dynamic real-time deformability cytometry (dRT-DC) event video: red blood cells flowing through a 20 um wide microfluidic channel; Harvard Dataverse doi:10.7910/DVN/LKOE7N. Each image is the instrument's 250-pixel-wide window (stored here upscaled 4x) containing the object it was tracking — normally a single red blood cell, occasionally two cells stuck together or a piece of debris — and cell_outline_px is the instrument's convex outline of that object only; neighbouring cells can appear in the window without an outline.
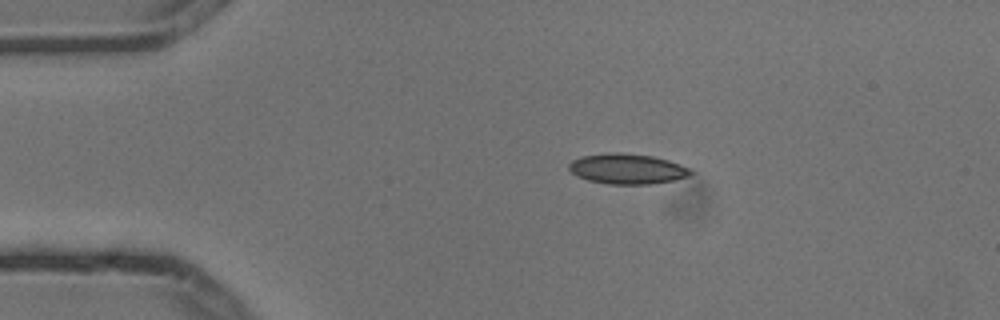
{"species": "common noctule bat (a hibernating species)", "species_latin": "Nyctalus noctula", "temperature_condition": "cold", "stored_images_in_passage": 2, "camera_frame_rate_fps": 3000, "um_per_image_px": 0.085, "animal": {"sex": "male", "body_mass_g": 13.3}, "frame": {"image": 1, "passage_image": 2, "time_ms": 0.333, "image_size_px": [1000, 320], "cell_outline_px": [[692, 172], [688, 176], [676, 180], [652, 184], [608, 184], [588, 180], [576, 176], [568, 168], [568, 164], [572, 160], [580, 156], [608, 152], [624, 152], [652, 156], [668, 160], [692, 168]], "centroid_in_image_um": [53.31, 14.34], "position_along_channel_um": 31.7, "area_um2": 21.79}}